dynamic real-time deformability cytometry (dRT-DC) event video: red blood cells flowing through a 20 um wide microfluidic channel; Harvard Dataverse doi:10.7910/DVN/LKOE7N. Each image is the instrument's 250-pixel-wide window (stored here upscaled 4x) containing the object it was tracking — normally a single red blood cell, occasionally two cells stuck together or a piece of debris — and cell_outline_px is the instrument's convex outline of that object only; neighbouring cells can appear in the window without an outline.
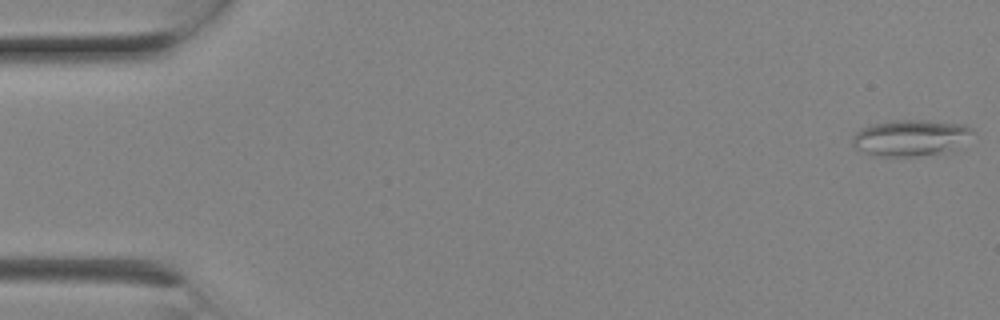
{"species": "Egyptian fruit bat (a non-hibernating species)", "species_latin": "Rousettus aegyptiacus", "temperature_condition": "room temperature", "stored_images_in_passage": 9, "camera_frame_rate_fps": 3000, "um_per_image_px": 0.085, "animal": {"sex": "female"}, "frame": {"image": 1, "passage_image": 1, "time_ms": 0.0, "image_size_px": [1000, 320], "cell_outline_px": [[976, 132], [944, 152], [916, 156], [884, 156], [868, 152], [856, 148], [852, 144], [852, 136], [860, 128], [868, 124], [892, 120], [928, 120], [964, 124], [972, 128]], "centroid_in_image_um": [77.35, 11.67], "position_along_channel_um": 7.7, "area_um2": 25.03}}
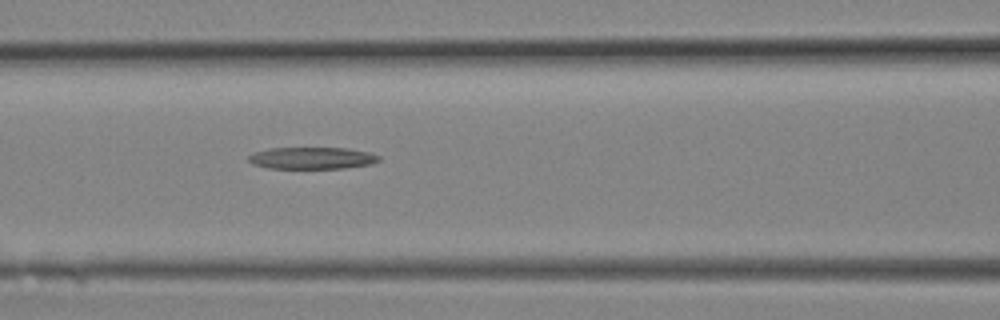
{"frame": {"image": 2, "passage_image": 9, "time_ms": 2.667, "image_size_px": [1000, 320], "cell_outline_px": [[380, 160], [372, 164], [344, 168], [268, 168], [252, 164], [248, 160], [248, 156], [252, 152], [268, 148], [348, 148], [368, 152], [380, 156]], "centroid_in_image_um": [26.5, 13.43], "position_along_channel_um": 140.1, "area_um2": 16.7}}